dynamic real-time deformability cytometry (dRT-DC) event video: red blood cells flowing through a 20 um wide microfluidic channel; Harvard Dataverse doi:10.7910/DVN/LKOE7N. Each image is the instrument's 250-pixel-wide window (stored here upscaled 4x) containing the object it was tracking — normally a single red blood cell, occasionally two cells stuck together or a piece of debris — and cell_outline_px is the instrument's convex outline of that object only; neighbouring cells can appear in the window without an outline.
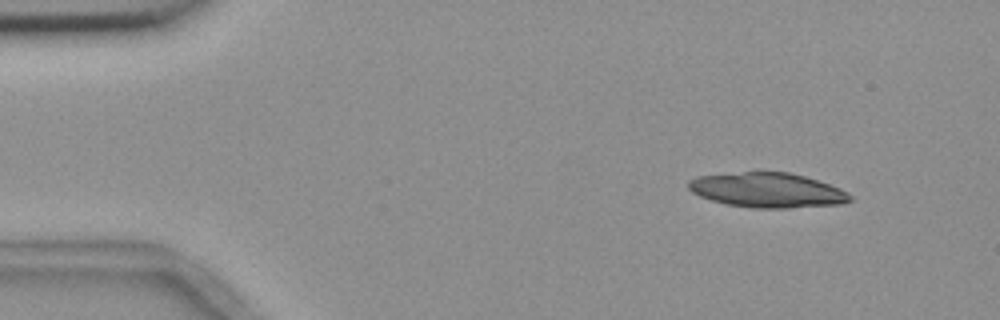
{"species": "common noctule bat (a hibernating species)", "species_latin": "Nyctalus noctula", "temperature_condition": "room temperature", "stored_images_in_passage": 5, "camera_frame_rate_fps": 3000, "um_per_image_px": 0.085, "animal": {"sex": "female", "body_mass_g": 18.4}, "frame": {"image": 1, "passage_image": 2, "time_ms": 1.0, "image_size_px": [1000, 320], "cell_outline_px": [[852, 200], [840, 204], [788, 208], [752, 208], [724, 204], [700, 196], [692, 192], [688, 188], [688, 180], [696, 176], [744, 172], [788, 172], [804, 176], [840, 188], [848, 192], [852, 196]], "centroid_in_image_um": [65.21, 16.17], "position_along_channel_um": 19.8, "area_um2": 32.71}}